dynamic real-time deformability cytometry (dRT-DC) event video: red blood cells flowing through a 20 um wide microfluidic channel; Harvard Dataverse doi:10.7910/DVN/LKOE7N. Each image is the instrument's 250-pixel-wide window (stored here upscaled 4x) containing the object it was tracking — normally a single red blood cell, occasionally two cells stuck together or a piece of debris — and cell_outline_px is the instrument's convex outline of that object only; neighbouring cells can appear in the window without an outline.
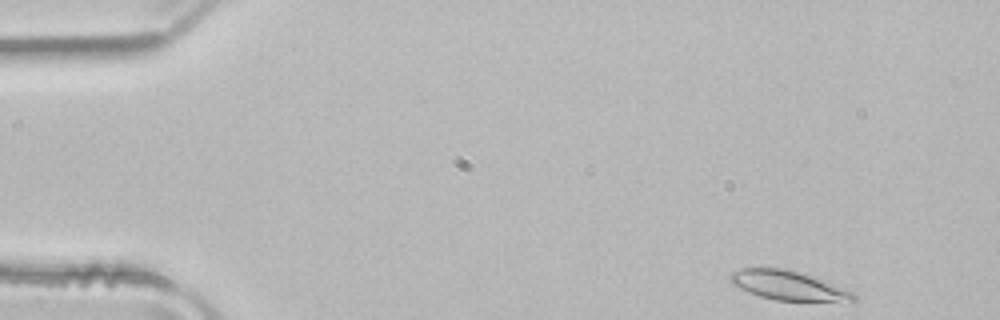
{"species": "common noctule bat (a hibernating species)", "species_latin": "Nyctalus noctula", "temperature_condition": "room temperature", "stored_images_in_passage": 47, "camera_frame_rate_fps": 3000, "um_per_image_px": 0.085, "animal": {"sex": "male", "body_mass_g": 21.5, "forearm_length_mm": 52.0}, "frame": {"image": 1, "passage_image": 1, "time_ms": 0.0, "image_size_px": [1000, 320], "cell_outline_px": [[856, 300], [776, 300], [760, 296], [748, 292], [732, 284], [728, 280], [728, 276], [732, 272], [740, 268], [784, 268], [800, 272], [824, 280], [852, 292], [856, 296]], "centroid_in_image_um": [66.9, 24.23], "position_along_channel_um": 18.1, "area_um2": 20.63}}
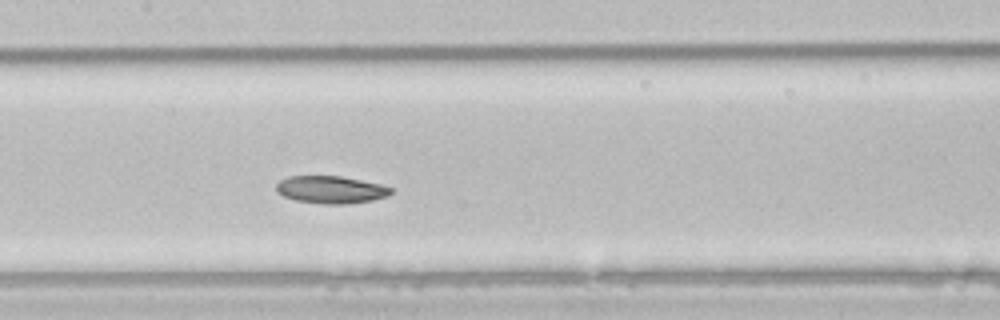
{"frame": {"image": 2, "passage_image": 21, "time_ms": 6.667, "image_size_px": [1000, 320], "cell_outline_px": [[392, 192], [388, 196], [372, 200], [348, 204], [320, 204], [296, 200], [284, 196], [276, 192], [276, 184], [280, 180], [288, 176], [340, 176], [380, 184], [392, 188]], "centroid_in_image_um": [28.1, 16.12], "position_along_channel_um": 179.3, "area_um2": 18.38}}
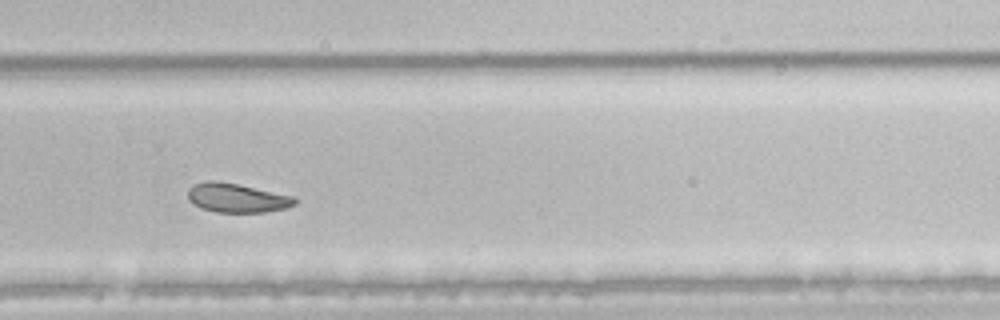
{"frame": {"image": 3, "passage_image": 31, "time_ms": 10.0, "image_size_px": [1000, 320], "cell_outline_px": [[296, 204], [288, 208], [264, 212], [216, 212], [204, 208], [188, 200], [188, 188], [192, 184], [204, 180], [216, 180], [296, 196]], "centroid_in_image_um": [20.15, 16.81], "position_along_channel_um": 309.7, "area_um2": 18.21}, "authors_computed_cell_mechanics": {"area_um2": 19.9988, "velocity_mm_per_s": 3.9267, "shape_relaxation_time_tau1_ms": 4.0932, "shape_relaxation_time_tau2_ms": null, "deformation_change_tau1": 0.1194, "deformation_change_tau2": null}}